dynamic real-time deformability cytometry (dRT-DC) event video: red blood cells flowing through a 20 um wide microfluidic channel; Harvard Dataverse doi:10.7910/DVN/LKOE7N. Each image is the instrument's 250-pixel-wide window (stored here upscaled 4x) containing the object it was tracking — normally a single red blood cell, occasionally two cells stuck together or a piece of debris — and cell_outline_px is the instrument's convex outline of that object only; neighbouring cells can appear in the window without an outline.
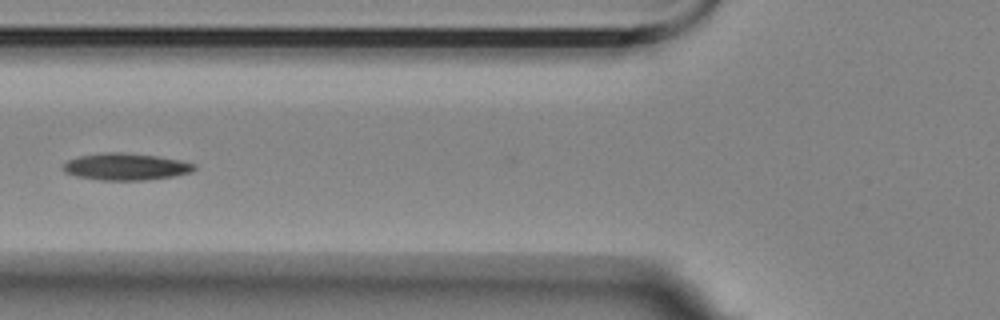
{"species": "Egyptian fruit bat (a non-hibernating species)", "species_latin": "Rousettus aegyptiacus", "temperature_condition": "room temperature", "stored_images_in_passage": 13, "segment_of_instrument_passage": [1, 2], "camera_frame_rate_fps": 3000, "um_per_image_px": 0.085, "animal": {"sex": "female"}, "frame": {"image": 1, "passage_image": 3, "time_ms": 2.333, "image_size_px": [1000, 320], "cell_outline_px": [[196, 168], [192, 172], [172, 176], [144, 180], [100, 180], [76, 176], [64, 172], [60, 168], [60, 164], [76, 156], [104, 152], [124, 152], [156, 156], [180, 160], [196, 164]], "centroid_in_image_um": [10.62, 14.16], "position_along_channel_um": 115.2, "area_um2": 20.81}}
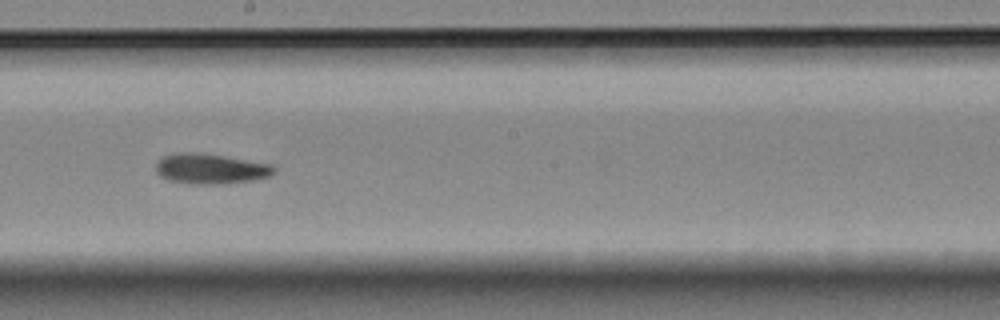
{"frame": {"image": 2, "passage_image": 6, "time_ms": 5.667, "image_size_px": [1000, 320], "cell_outline_px": [[276, 172], [272, 176], [252, 180], [220, 184], [196, 184], [172, 180], [160, 176], [156, 172], [156, 164], [164, 156], [180, 152], [200, 152], [272, 164], [276, 168]], "centroid_in_image_um": [17.95, 14.34], "position_along_channel_um": 230.3, "area_um2": 20.75}}
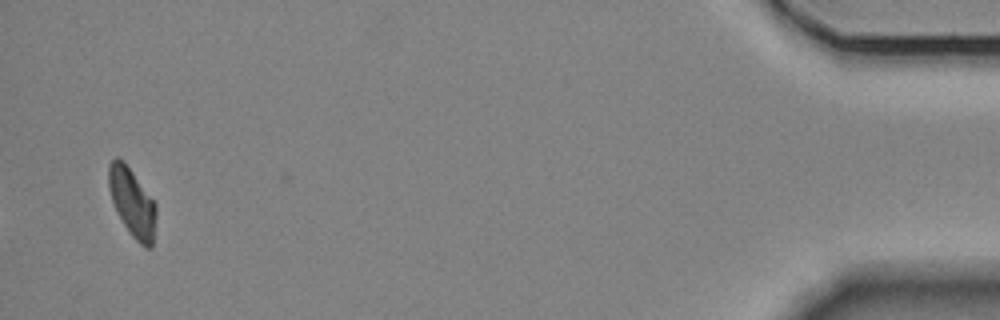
{"frame": {"image": 3, "passage_image": 12, "time_ms": 13.667, "image_size_px": [1000, 320], "cell_outline_px": [[156, 216], [152, 248], [144, 248], [132, 236], [124, 224], [112, 200], [108, 188], [108, 164], [116, 156], [124, 160], [156, 204]], "centroid_in_image_um": [11.23, 17.19], "position_along_channel_um": 424.0, "area_um2": 18.84}}